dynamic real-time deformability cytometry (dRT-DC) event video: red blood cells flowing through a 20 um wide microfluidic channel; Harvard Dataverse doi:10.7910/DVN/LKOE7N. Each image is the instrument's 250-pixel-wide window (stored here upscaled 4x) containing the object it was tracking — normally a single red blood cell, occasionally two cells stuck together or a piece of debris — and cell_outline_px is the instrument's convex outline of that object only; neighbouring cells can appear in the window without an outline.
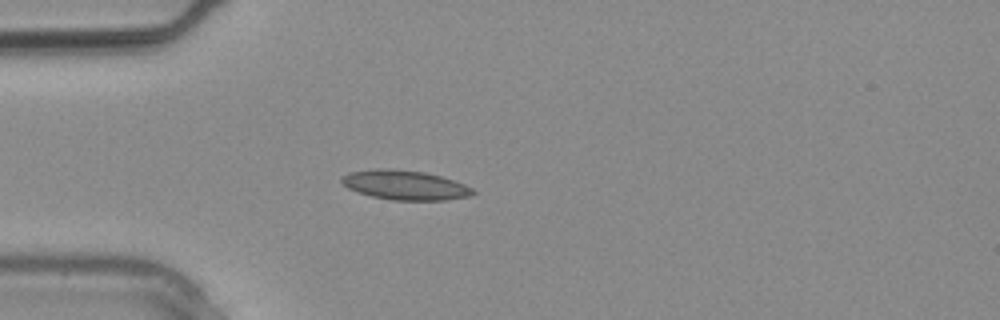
{"species": "common noctule bat (a hibernating species)", "species_latin": "Nyctalus noctula", "temperature_condition": "warm", "stored_images_in_passage": 3, "camera_frame_rate_fps": 3000, "um_per_image_px": 0.085, "animal": {"sex": "male", "body_mass_g": 20.4}, "frame": {"image": 1, "passage_image": 3, "time_ms": 0.667, "image_size_px": [1000, 320], "cell_outline_px": [[476, 192], [472, 196], [444, 200], [392, 200], [372, 196], [348, 188], [340, 180], [340, 176], [348, 172], [424, 172], [440, 176], [464, 184], [472, 188]], "centroid_in_image_um": [34.51, 15.8], "position_along_channel_um": 50.5, "area_um2": 21.27}}